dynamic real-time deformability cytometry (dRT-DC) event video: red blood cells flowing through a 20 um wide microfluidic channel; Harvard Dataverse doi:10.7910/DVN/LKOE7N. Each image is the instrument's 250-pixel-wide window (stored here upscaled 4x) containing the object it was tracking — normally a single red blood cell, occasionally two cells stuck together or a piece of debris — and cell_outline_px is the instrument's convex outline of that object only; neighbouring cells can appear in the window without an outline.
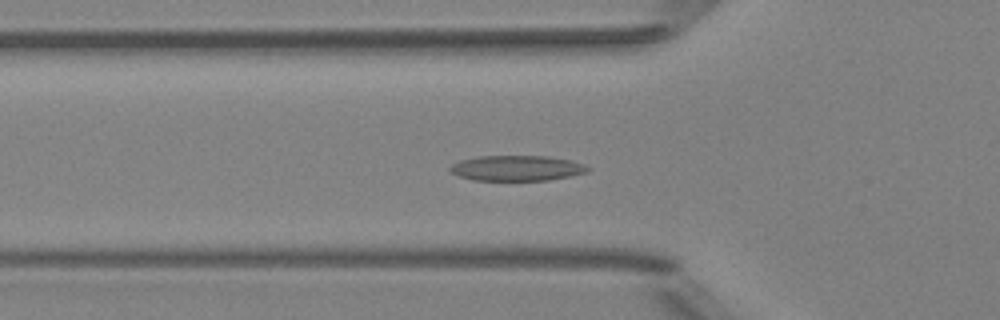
{"species": "Egyptian fruit bat (a non-hibernating species)", "species_latin": "Rousettus aegyptiacus", "temperature_condition": "room temperature", "stored_images_in_passage": 42, "camera_frame_rate_fps": 3000, "um_per_image_px": 0.085, "animal": {"sex": "female"}, "frame": {"image": 1, "passage_image": 8, "time_ms": 2.333, "image_size_px": [1000, 320], "cell_outline_px": [[592, 168], [588, 172], [572, 176], [548, 180], [472, 180], [460, 176], [452, 172], [448, 168], [452, 164], [460, 160], [480, 156], [548, 156], [568, 160], [584, 164]], "centroid_in_image_um": [43.96, 14.29], "position_along_channel_um": 81.8, "area_um2": 20.35}}
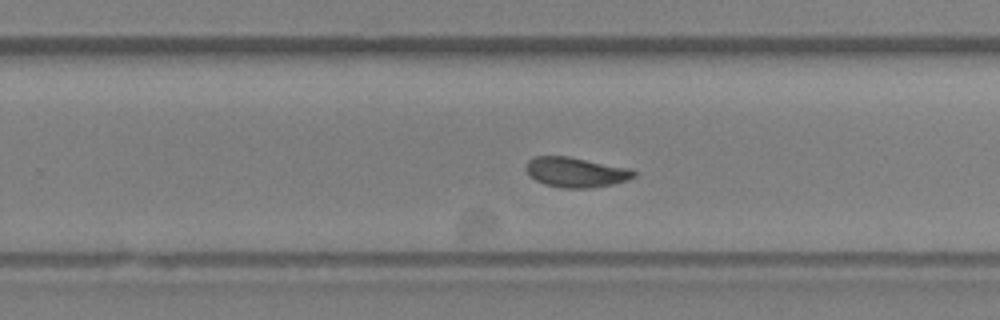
{"frame": {"image": 2, "passage_image": 23, "time_ms": 7.333, "image_size_px": [1000, 320], "cell_outline_px": [[636, 176], [628, 180], [612, 184], [588, 188], [560, 188], [544, 184], [528, 176], [524, 168], [528, 160], [536, 156], [568, 156], [632, 168], [636, 172]], "centroid_in_image_um": [48.94, 14.63], "position_along_channel_um": 280.9, "area_um2": 19.13}}
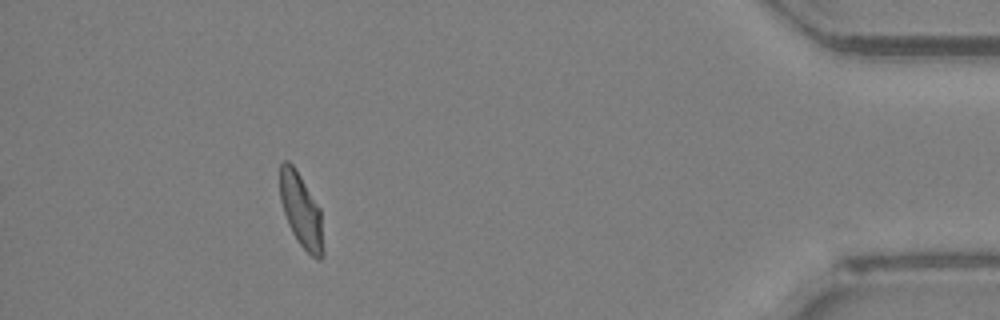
{"frame": {"image": 3, "passage_image": 37, "time_ms": 12.0, "image_size_px": [1000, 320], "cell_outline_px": [[324, 256], [320, 260], [316, 260], [300, 244], [292, 232], [288, 224], [280, 200], [280, 164], [284, 160], [288, 160], [292, 164], [300, 176], [320, 208], [324, 248]], "centroid_in_image_um": [25.61, 17.93], "position_along_channel_um": 409.6, "area_um2": 18.55}, "authors_computed_cell_mechanics": {"area_um2": 18.8717, "velocity_mm_per_s": 3.9953, "shape_relaxation_time_tau1_ms": 4.2344, "shape_relaxation_time_tau2_ms": 1.2392, "deformation_change_tau1": 0.1455, "deformation_change_tau2": 0.0698}}